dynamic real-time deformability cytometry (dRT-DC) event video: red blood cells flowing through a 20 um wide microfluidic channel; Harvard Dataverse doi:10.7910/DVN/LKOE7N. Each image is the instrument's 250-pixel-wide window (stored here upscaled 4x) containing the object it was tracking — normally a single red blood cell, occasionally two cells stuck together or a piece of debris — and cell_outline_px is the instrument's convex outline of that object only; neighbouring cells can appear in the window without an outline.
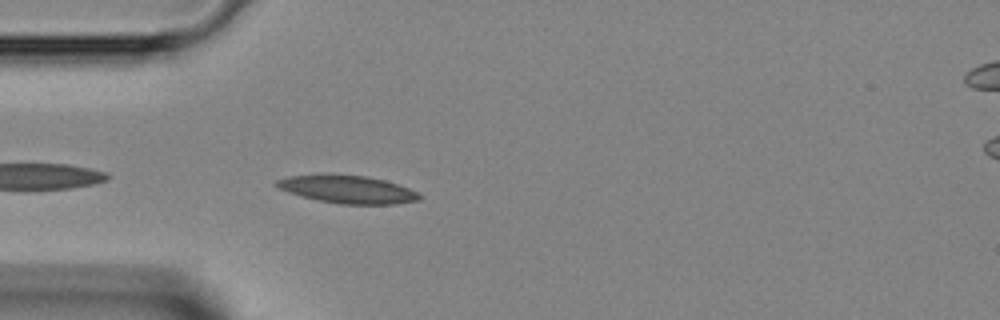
{"species": "Egyptian fruit bat (a non-hibernating species)", "species_latin": "Rousettus aegyptiacus", "temperature_condition": "room temperature", "stored_images_in_passage": 26, "camera_frame_rate_fps": 3000, "um_per_image_px": 0.085, "animal": {"sex": "female"}, "frame": {"image": 1, "passage_image": 2, "time_ms": 0.333, "image_size_px": [1000, 320], "cell_outline_px": [[424, 196], [420, 200], [396, 204], [340, 204], [320, 200], [288, 192], [272, 184], [276, 180], [288, 176], [320, 172], [332, 172], [368, 176], [384, 180], [408, 188]], "centroid_in_image_um": [29.5, 16.05], "position_along_channel_um": 55.5, "area_um2": 23.76}}
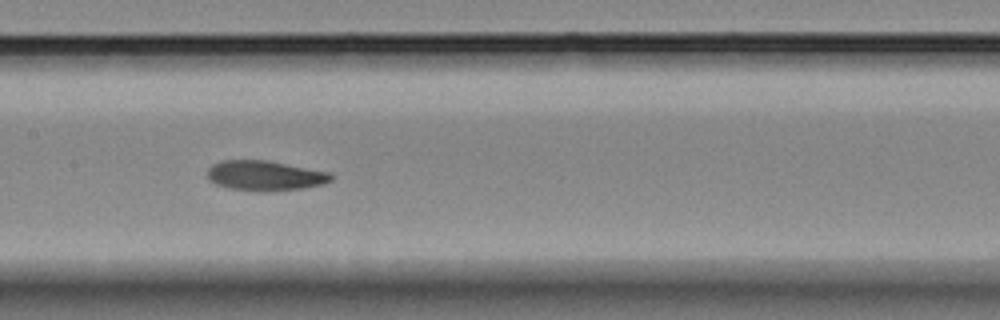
{"frame": {"image": 2, "passage_image": 11, "time_ms": 3.333, "image_size_px": [1000, 320], "cell_outline_px": [[332, 180], [324, 184], [304, 188], [228, 188], [216, 184], [208, 176], [208, 168], [212, 164], [224, 160], [268, 160], [332, 172]], "centroid_in_image_um": [22.58, 14.86], "position_along_channel_um": 184.8, "area_um2": 20.69}}
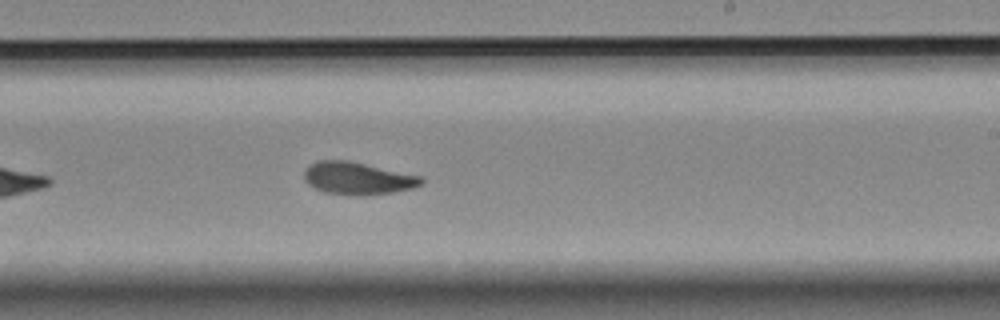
{"frame": {"image": 3, "passage_image": 16, "time_ms": 5.0, "image_size_px": [1000, 320], "cell_outline_px": [[424, 184], [412, 188], [392, 192], [356, 196], [324, 192], [308, 184], [304, 180], [304, 172], [316, 160], [348, 160], [420, 176], [424, 180]], "centroid_in_image_um": [30.39, 15.16], "position_along_channel_um": 258.6, "area_um2": 21.96}}